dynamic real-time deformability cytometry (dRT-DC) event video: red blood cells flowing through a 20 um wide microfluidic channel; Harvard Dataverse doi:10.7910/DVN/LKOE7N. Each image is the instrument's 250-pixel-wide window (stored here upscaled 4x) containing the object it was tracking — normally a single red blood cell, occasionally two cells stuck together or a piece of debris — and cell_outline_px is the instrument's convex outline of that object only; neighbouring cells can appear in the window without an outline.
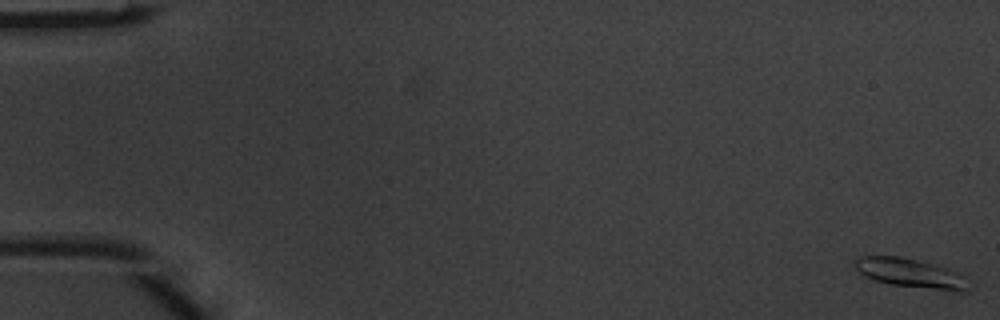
{"species": "common noctule bat (a hibernating species)", "species_latin": "Nyctalus noctula", "temperature_condition": "warm", "stored_images_in_passage": 4, "camera_frame_rate_fps": 3000, "um_per_image_px": 0.085, "animal": {"sex": "male", "body_mass_g": 20.1, "forearm_length_mm": 53.5}, "frame": {"image": 1, "passage_image": 1, "time_ms": 0.0, "image_size_px": [1000, 320], "cell_outline_px": [[968, 276], [964, 292], [956, 292], [892, 284], [876, 280], [864, 276], [856, 268], [856, 260], [860, 256], [900, 256], [948, 268], [960, 272]], "centroid_in_image_um": [77.46, 23.22], "position_along_channel_um": 7.5, "area_um2": 19.13}}